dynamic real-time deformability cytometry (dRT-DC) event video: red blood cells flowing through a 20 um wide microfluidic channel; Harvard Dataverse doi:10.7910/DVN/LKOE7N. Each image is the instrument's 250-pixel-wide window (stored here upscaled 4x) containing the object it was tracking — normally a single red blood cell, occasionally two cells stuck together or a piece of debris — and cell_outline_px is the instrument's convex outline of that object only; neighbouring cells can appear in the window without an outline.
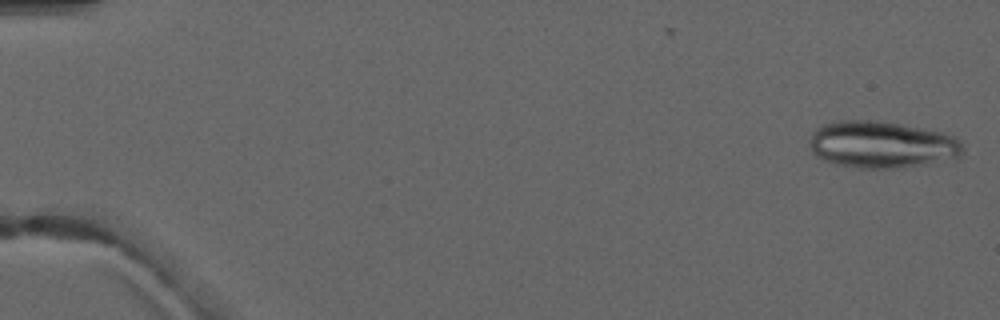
{"species": "common noctule bat (a hibernating species)", "species_latin": "Nyctalus noctula", "temperature_condition": "warm", "stored_images_in_passage": 6, "camera_frame_rate_fps": 3000, "um_per_image_px": 0.085, "animal": {"sex": "male", "forearm_length_mm": 52.5}, "frame": {"image": 1, "passage_image": 1, "time_ms": 0.0, "image_size_px": [1000, 320], "cell_outline_px": [[964, 156], [956, 160], [900, 168], [856, 168], [836, 164], [824, 160], [816, 156], [812, 152], [808, 144], [808, 140], [812, 132], [816, 128], [824, 124], [836, 120], [876, 120], [900, 124], [940, 132], [952, 136], [964, 148]], "centroid_in_image_um": [74.94, 12.31], "position_along_channel_um": 10.1, "area_um2": 42.48}}